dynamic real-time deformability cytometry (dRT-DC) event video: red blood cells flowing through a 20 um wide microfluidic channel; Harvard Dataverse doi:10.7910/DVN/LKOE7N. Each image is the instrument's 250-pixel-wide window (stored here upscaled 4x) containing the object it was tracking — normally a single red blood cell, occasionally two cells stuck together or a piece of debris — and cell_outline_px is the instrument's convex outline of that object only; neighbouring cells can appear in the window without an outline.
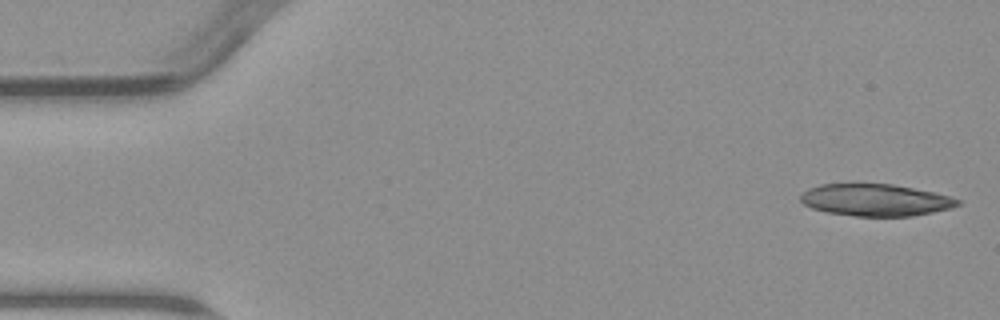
{"species": "common noctule bat (a hibernating species)", "species_latin": "Nyctalus noctula", "temperature_condition": "warm", "stored_images_in_passage": 4, "camera_frame_rate_fps": 3000, "um_per_image_px": 0.085, "animal": {"sex": "male", "body_mass_g": 23.1, "forearm_length_mm": 52.7}, "frame": {"image": 1, "passage_image": 1, "time_ms": 0.0, "image_size_px": [1000, 320], "cell_outline_px": [[964, 200], [960, 204], [952, 208], [912, 216], [856, 216], [828, 212], [812, 208], [804, 204], [800, 200], [800, 196], [808, 188], [820, 184], [892, 184], [932, 192]], "centroid_in_image_um": [74.43, 17.0], "position_along_channel_um": 10.6, "area_um2": 29.13}}